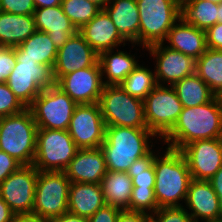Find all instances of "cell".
<instances>
[{
	"instance_id": "836d02e7",
	"label": "cell",
	"mask_w": 222,
	"mask_h": 222,
	"mask_svg": "<svg viewBox=\"0 0 222 222\" xmlns=\"http://www.w3.org/2000/svg\"><path fill=\"white\" fill-rule=\"evenodd\" d=\"M155 157L153 151H150L130 166L127 173L132 179L133 188L154 189L156 177L153 162Z\"/></svg>"
},
{
	"instance_id": "816d5d0a",
	"label": "cell",
	"mask_w": 222,
	"mask_h": 222,
	"mask_svg": "<svg viewBox=\"0 0 222 222\" xmlns=\"http://www.w3.org/2000/svg\"><path fill=\"white\" fill-rule=\"evenodd\" d=\"M145 222H156L151 216Z\"/></svg>"
},
{
	"instance_id": "e0dca14e",
	"label": "cell",
	"mask_w": 222,
	"mask_h": 222,
	"mask_svg": "<svg viewBox=\"0 0 222 222\" xmlns=\"http://www.w3.org/2000/svg\"><path fill=\"white\" fill-rule=\"evenodd\" d=\"M98 61V54L77 32L57 52L53 67L55 82L69 73L87 67H92Z\"/></svg>"
},
{
	"instance_id": "7402d4cb",
	"label": "cell",
	"mask_w": 222,
	"mask_h": 222,
	"mask_svg": "<svg viewBox=\"0 0 222 222\" xmlns=\"http://www.w3.org/2000/svg\"><path fill=\"white\" fill-rule=\"evenodd\" d=\"M168 32L166 41L170 49L179 51L197 60L207 49L206 31L188 24L182 17Z\"/></svg>"
},
{
	"instance_id": "277c9868",
	"label": "cell",
	"mask_w": 222,
	"mask_h": 222,
	"mask_svg": "<svg viewBox=\"0 0 222 222\" xmlns=\"http://www.w3.org/2000/svg\"><path fill=\"white\" fill-rule=\"evenodd\" d=\"M38 127L29 108L0 118V150L22 165H32Z\"/></svg>"
},
{
	"instance_id": "e575fe53",
	"label": "cell",
	"mask_w": 222,
	"mask_h": 222,
	"mask_svg": "<svg viewBox=\"0 0 222 222\" xmlns=\"http://www.w3.org/2000/svg\"><path fill=\"white\" fill-rule=\"evenodd\" d=\"M156 212L159 208L154 189L133 188L128 211L148 213ZM151 210V211H150Z\"/></svg>"
},
{
	"instance_id": "f907efd6",
	"label": "cell",
	"mask_w": 222,
	"mask_h": 222,
	"mask_svg": "<svg viewBox=\"0 0 222 222\" xmlns=\"http://www.w3.org/2000/svg\"><path fill=\"white\" fill-rule=\"evenodd\" d=\"M218 23H222V2L218 4Z\"/></svg>"
},
{
	"instance_id": "f546056e",
	"label": "cell",
	"mask_w": 222,
	"mask_h": 222,
	"mask_svg": "<svg viewBox=\"0 0 222 222\" xmlns=\"http://www.w3.org/2000/svg\"><path fill=\"white\" fill-rule=\"evenodd\" d=\"M181 16L188 24L206 31L218 23V3L208 0H181Z\"/></svg>"
},
{
	"instance_id": "d6a6232c",
	"label": "cell",
	"mask_w": 222,
	"mask_h": 222,
	"mask_svg": "<svg viewBox=\"0 0 222 222\" xmlns=\"http://www.w3.org/2000/svg\"><path fill=\"white\" fill-rule=\"evenodd\" d=\"M61 7L77 30H80L102 10L88 0H62Z\"/></svg>"
},
{
	"instance_id": "60d3db41",
	"label": "cell",
	"mask_w": 222,
	"mask_h": 222,
	"mask_svg": "<svg viewBox=\"0 0 222 222\" xmlns=\"http://www.w3.org/2000/svg\"><path fill=\"white\" fill-rule=\"evenodd\" d=\"M21 166L14 157L0 150V184Z\"/></svg>"
},
{
	"instance_id": "ba28073f",
	"label": "cell",
	"mask_w": 222,
	"mask_h": 222,
	"mask_svg": "<svg viewBox=\"0 0 222 222\" xmlns=\"http://www.w3.org/2000/svg\"><path fill=\"white\" fill-rule=\"evenodd\" d=\"M78 150L68 130L38 129L33 165L38 171H64Z\"/></svg>"
},
{
	"instance_id": "484cf974",
	"label": "cell",
	"mask_w": 222,
	"mask_h": 222,
	"mask_svg": "<svg viewBox=\"0 0 222 222\" xmlns=\"http://www.w3.org/2000/svg\"><path fill=\"white\" fill-rule=\"evenodd\" d=\"M57 48L46 32L36 31L28 39L15 47L16 59L35 60L38 64L52 69L57 58Z\"/></svg>"
},
{
	"instance_id": "681fc988",
	"label": "cell",
	"mask_w": 222,
	"mask_h": 222,
	"mask_svg": "<svg viewBox=\"0 0 222 222\" xmlns=\"http://www.w3.org/2000/svg\"><path fill=\"white\" fill-rule=\"evenodd\" d=\"M96 5H98L101 9H103L110 0H88Z\"/></svg>"
},
{
	"instance_id": "8fae6325",
	"label": "cell",
	"mask_w": 222,
	"mask_h": 222,
	"mask_svg": "<svg viewBox=\"0 0 222 222\" xmlns=\"http://www.w3.org/2000/svg\"><path fill=\"white\" fill-rule=\"evenodd\" d=\"M183 109L174 88L157 85L144 99L147 128L164 138L176 124Z\"/></svg>"
},
{
	"instance_id": "db71d44e",
	"label": "cell",
	"mask_w": 222,
	"mask_h": 222,
	"mask_svg": "<svg viewBox=\"0 0 222 222\" xmlns=\"http://www.w3.org/2000/svg\"><path fill=\"white\" fill-rule=\"evenodd\" d=\"M210 222H222V219L216 220V221H210Z\"/></svg>"
},
{
	"instance_id": "9c48e42d",
	"label": "cell",
	"mask_w": 222,
	"mask_h": 222,
	"mask_svg": "<svg viewBox=\"0 0 222 222\" xmlns=\"http://www.w3.org/2000/svg\"><path fill=\"white\" fill-rule=\"evenodd\" d=\"M6 84L18 100L28 108L42 90L55 85L53 69L35 60L16 59Z\"/></svg>"
},
{
	"instance_id": "b9f144b4",
	"label": "cell",
	"mask_w": 222,
	"mask_h": 222,
	"mask_svg": "<svg viewBox=\"0 0 222 222\" xmlns=\"http://www.w3.org/2000/svg\"><path fill=\"white\" fill-rule=\"evenodd\" d=\"M206 46L208 49L222 50V23H216L206 30Z\"/></svg>"
},
{
	"instance_id": "7dc6e473",
	"label": "cell",
	"mask_w": 222,
	"mask_h": 222,
	"mask_svg": "<svg viewBox=\"0 0 222 222\" xmlns=\"http://www.w3.org/2000/svg\"><path fill=\"white\" fill-rule=\"evenodd\" d=\"M14 222H49V219H45L35 215H18Z\"/></svg>"
},
{
	"instance_id": "3957f363",
	"label": "cell",
	"mask_w": 222,
	"mask_h": 222,
	"mask_svg": "<svg viewBox=\"0 0 222 222\" xmlns=\"http://www.w3.org/2000/svg\"><path fill=\"white\" fill-rule=\"evenodd\" d=\"M164 156L156 155L154 192L158 208L181 207L178 203L186 199L189 183L192 180L187 161L180 150L166 148Z\"/></svg>"
},
{
	"instance_id": "ab89813d",
	"label": "cell",
	"mask_w": 222,
	"mask_h": 222,
	"mask_svg": "<svg viewBox=\"0 0 222 222\" xmlns=\"http://www.w3.org/2000/svg\"><path fill=\"white\" fill-rule=\"evenodd\" d=\"M120 211L118 207L105 204L88 218V222H117Z\"/></svg>"
},
{
	"instance_id": "f1b7e54d",
	"label": "cell",
	"mask_w": 222,
	"mask_h": 222,
	"mask_svg": "<svg viewBox=\"0 0 222 222\" xmlns=\"http://www.w3.org/2000/svg\"><path fill=\"white\" fill-rule=\"evenodd\" d=\"M183 107H195L212 101L216 95L193 73L172 85Z\"/></svg>"
},
{
	"instance_id": "f35d334b",
	"label": "cell",
	"mask_w": 222,
	"mask_h": 222,
	"mask_svg": "<svg viewBox=\"0 0 222 222\" xmlns=\"http://www.w3.org/2000/svg\"><path fill=\"white\" fill-rule=\"evenodd\" d=\"M15 64V47L0 46V83H6Z\"/></svg>"
},
{
	"instance_id": "2e32d148",
	"label": "cell",
	"mask_w": 222,
	"mask_h": 222,
	"mask_svg": "<svg viewBox=\"0 0 222 222\" xmlns=\"http://www.w3.org/2000/svg\"><path fill=\"white\" fill-rule=\"evenodd\" d=\"M164 43H156L147 48L150 55L156 60L155 79L157 85L165 81L172 86L174 83L195 73L196 60L184 53L163 46Z\"/></svg>"
},
{
	"instance_id": "ee69618b",
	"label": "cell",
	"mask_w": 222,
	"mask_h": 222,
	"mask_svg": "<svg viewBox=\"0 0 222 222\" xmlns=\"http://www.w3.org/2000/svg\"><path fill=\"white\" fill-rule=\"evenodd\" d=\"M211 183L213 190L219 197L220 210H221V219H222V166L215 173V175L209 180Z\"/></svg>"
},
{
	"instance_id": "5b68a950",
	"label": "cell",
	"mask_w": 222,
	"mask_h": 222,
	"mask_svg": "<svg viewBox=\"0 0 222 222\" xmlns=\"http://www.w3.org/2000/svg\"><path fill=\"white\" fill-rule=\"evenodd\" d=\"M139 16V44L146 48L163 43L181 16V0H136Z\"/></svg>"
},
{
	"instance_id": "603a6c76",
	"label": "cell",
	"mask_w": 222,
	"mask_h": 222,
	"mask_svg": "<svg viewBox=\"0 0 222 222\" xmlns=\"http://www.w3.org/2000/svg\"><path fill=\"white\" fill-rule=\"evenodd\" d=\"M108 4L103 9L119 34L126 41L139 44L140 16L136 0H110Z\"/></svg>"
},
{
	"instance_id": "44dd1931",
	"label": "cell",
	"mask_w": 222,
	"mask_h": 222,
	"mask_svg": "<svg viewBox=\"0 0 222 222\" xmlns=\"http://www.w3.org/2000/svg\"><path fill=\"white\" fill-rule=\"evenodd\" d=\"M37 31L46 32L55 47L60 49L78 30L64 14L61 5L35 8L33 13Z\"/></svg>"
},
{
	"instance_id": "4fadbf2b",
	"label": "cell",
	"mask_w": 222,
	"mask_h": 222,
	"mask_svg": "<svg viewBox=\"0 0 222 222\" xmlns=\"http://www.w3.org/2000/svg\"><path fill=\"white\" fill-rule=\"evenodd\" d=\"M68 132L79 149L99 148L106 134L99 104H78L70 120Z\"/></svg>"
},
{
	"instance_id": "83f0119b",
	"label": "cell",
	"mask_w": 222,
	"mask_h": 222,
	"mask_svg": "<svg viewBox=\"0 0 222 222\" xmlns=\"http://www.w3.org/2000/svg\"><path fill=\"white\" fill-rule=\"evenodd\" d=\"M113 51L111 49L98 55L102 76L104 73L107 75L104 85H119L139 65L132 55L124 51L112 54Z\"/></svg>"
},
{
	"instance_id": "7c38bea8",
	"label": "cell",
	"mask_w": 222,
	"mask_h": 222,
	"mask_svg": "<svg viewBox=\"0 0 222 222\" xmlns=\"http://www.w3.org/2000/svg\"><path fill=\"white\" fill-rule=\"evenodd\" d=\"M37 177L33 164L22 165L0 184V197L16 216L32 214Z\"/></svg>"
},
{
	"instance_id": "7a4b0ae2",
	"label": "cell",
	"mask_w": 222,
	"mask_h": 222,
	"mask_svg": "<svg viewBox=\"0 0 222 222\" xmlns=\"http://www.w3.org/2000/svg\"><path fill=\"white\" fill-rule=\"evenodd\" d=\"M150 136L155 137L148 128L106 127L105 140L100 148L107 170L127 172L137 159L152 150V145L148 144Z\"/></svg>"
},
{
	"instance_id": "f5cc1de1",
	"label": "cell",
	"mask_w": 222,
	"mask_h": 222,
	"mask_svg": "<svg viewBox=\"0 0 222 222\" xmlns=\"http://www.w3.org/2000/svg\"><path fill=\"white\" fill-rule=\"evenodd\" d=\"M208 1H211L213 3H218V4L222 2V0H208Z\"/></svg>"
},
{
	"instance_id": "74e56055",
	"label": "cell",
	"mask_w": 222,
	"mask_h": 222,
	"mask_svg": "<svg viewBox=\"0 0 222 222\" xmlns=\"http://www.w3.org/2000/svg\"><path fill=\"white\" fill-rule=\"evenodd\" d=\"M0 11L18 15H30L35 11V4L33 0H0Z\"/></svg>"
},
{
	"instance_id": "7bdbcfd3",
	"label": "cell",
	"mask_w": 222,
	"mask_h": 222,
	"mask_svg": "<svg viewBox=\"0 0 222 222\" xmlns=\"http://www.w3.org/2000/svg\"><path fill=\"white\" fill-rule=\"evenodd\" d=\"M150 214L144 212L121 210L117 222H145Z\"/></svg>"
},
{
	"instance_id": "8992f818",
	"label": "cell",
	"mask_w": 222,
	"mask_h": 222,
	"mask_svg": "<svg viewBox=\"0 0 222 222\" xmlns=\"http://www.w3.org/2000/svg\"><path fill=\"white\" fill-rule=\"evenodd\" d=\"M98 104L106 127L147 128L144 101L130 96L119 85H104Z\"/></svg>"
},
{
	"instance_id": "6da1fadb",
	"label": "cell",
	"mask_w": 222,
	"mask_h": 222,
	"mask_svg": "<svg viewBox=\"0 0 222 222\" xmlns=\"http://www.w3.org/2000/svg\"><path fill=\"white\" fill-rule=\"evenodd\" d=\"M222 138V99L195 106L183 107L172 130L163 138L168 148L181 150L195 140ZM171 142V143H170Z\"/></svg>"
},
{
	"instance_id": "30bf717a",
	"label": "cell",
	"mask_w": 222,
	"mask_h": 222,
	"mask_svg": "<svg viewBox=\"0 0 222 222\" xmlns=\"http://www.w3.org/2000/svg\"><path fill=\"white\" fill-rule=\"evenodd\" d=\"M78 104L56 85L42 90L28 107L38 129L68 130Z\"/></svg>"
},
{
	"instance_id": "f6af8a7d",
	"label": "cell",
	"mask_w": 222,
	"mask_h": 222,
	"mask_svg": "<svg viewBox=\"0 0 222 222\" xmlns=\"http://www.w3.org/2000/svg\"><path fill=\"white\" fill-rule=\"evenodd\" d=\"M16 215L7 205V203L0 197V222H14Z\"/></svg>"
},
{
	"instance_id": "cb8c5ba5",
	"label": "cell",
	"mask_w": 222,
	"mask_h": 222,
	"mask_svg": "<svg viewBox=\"0 0 222 222\" xmlns=\"http://www.w3.org/2000/svg\"><path fill=\"white\" fill-rule=\"evenodd\" d=\"M105 205L100 184L71 183L69 189L68 212L90 218Z\"/></svg>"
},
{
	"instance_id": "4dcf8cb0",
	"label": "cell",
	"mask_w": 222,
	"mask_h": 222,
	"mask_svg": "<svg viewBox=\"0 0 222 222\" xmlns=\"http://www.w3.org/2000/svg\"><path fill=\"white\" fill-rule=\"evenodd\" d=\"M195 73L216 96L222 95V50L206 49L196 60Z\"/></svg>"
},
{
	"instance_id": "d590c367",
	"label": "cell",
	"mask_w": 222,
	"mask_h": 222,
	"mask_svg": "<svg viewBox=\"0 0 222 222\" xmlns=\"http://www.w3.org/2000/svg\"><path fill=\"white\" fill-rule=\"evenodd\" d=\"M26 107L6 83H0V118L22 112Z\"/></svg>"
},
{
	"instance_id": "52a82bcc",
	"label": "cell",
	"mask_w": 222,
	"mask_h": 222,
	"mask_svg": "<svg viewBox=\"0 0 222 222\" xmlns=\"http://www.w3.org/2000/svg\"><path fill=\"white\" fill-rule=\"evenodd\" d=\"M70 185L64 171H38L32 215L50 219L68 212Z\"/></svg>"
},
{
	"instance_id": "9a60e30c",
	"label": "cell",
	"mask_w": 222,
	"mask_h": 222,
	"mask_svg": "<svg viewBox=\"0 0 222 222\" xmlns=\"http://www.w3.org/2000/svg\"><path fill=\"white\" fill-rule=\"evenodd\" d=\"M100 64L76 70L59 78L55 85L77 104L98 103L104 84Z\"/></svg>"
},
{
	"instance_id": "d4e9b609",
	"label": "cell",
	"mask_w": 222,
	"mask_h": 222,
	"mask_svg": "<svg viewBox=\"0 0 222 222\" xmlns=\"http://www.w3.org/2000/svg\"><path fill=\"white\" fill-rule=\"evenodd\" d=\"M36 31L33 14L0 11V46L17 47Z\"/></svg>"
},
{
	"instance_id": "ac0fdd59",
	"label": "cell",
	"mask_w": 222,
	"mask_h": 222,
	"mask_svg": "<svg viewBox=\"0 0 222 222\" xmlns=\"http://www.w3.org/2000/svg\"><path fill=\"white\" fill-rule=\"evenodd\" d=\"M101 148L79 149L64 170L71 183L100 184L107 173Z\"/></svg>"
},
{
	"instance_id": "ffe728a7",
	"label": "cell",
	"mask_w": 222,
	"mask_h": 222,
	"mask_svg": "<svg viewBox=\"0 0 222 222\" xmlns=\"http://www.w3.org/2000/svg\"><path fill=\"white\" fill-rule=\"evenodd\" d=\"M78 32L98 55L118 45L120 46L121 43H124L125 46L126 40L119 34L112 19L104 9Z\"/></svg>"
},
{
	"instance_id": "1f68e13d",
	"label": "cell",
	"mask_w": 222,
	"mask_h": 222,
	"mask_svg": "<svg viewBox=\"0 0 222 222\" xmlns=\"http://www.w3.org/2000/svg\"><path fill=\"white\" fill-rule=\"evenodd\" d=\"M119 86L130 96L144 101L157 86L155 73L138 65Z\"/></svg>"
},
{
	"instance_id": "d6986e66",
	"label": "cell",
	"mask_w": 222,
	"mask_h": 222,
	"mask_svg": "<svg viewBox=\"0 0 222 222\" xmlns=\"http://www.w3.org/2000/svg\"><path fill=\"white\" fill-rule=\"evenodd\" d=\"M219 197L209 181L191 180L189 183L185 203L194 222L199 218L205 222L221 219Z\"/></svg>"
},
{
	"instance_id": "5bb4252c",
	"label": "cell",
	"mask_w": 222,
	"mask_h": 222,
	"mask_svg": "<svg viewBox=\"0 0 222 222\" xmlns=\"http://www.w3.org/2000/svg\"><path fill=\"white\" fill-rule=\"evenodd\" d=\"M180 151L193 180L209 181L222 166V138L195 140Z\"/></svg>"
},
{
	"instance_id": "c3c4849f",
	"label": "cell",
	"mask_w": 222,
	"mask_h": 222,
	"mask_svg": "<svg viewBox=\"0 0 222 222\" xmlns=\"http://www.w3.org/2000/svg\"><path fill=\"white\" fill-rule=\"evenodd\" d=\"M35 8L53 7L61 5L62 0H33Z\"/></svg>"
},
{
	"instance_id": "8d00e7d4",
	"label": "cell",
	"mask_w": 222,
	"mask_h": 222,
	"mask_svg": "<svg viewBox=\"0 0 222 222\" xmlns=\"http://www.w3.org/2000/svg\"><path fill=\"white\" fill-rule=\"evenodd\" d=\"M150 214L156 222H194L188 210L183 208V206L161 207L155 213Z\"/></svg>"
},
{
	"instance_id": "4316f807",
	"label": "cell",
	"mask_w": 222,
	"mask_h": 222,
	"mask_svg": "<svg viewBox=\"0 0 222 222\" xmlns=\"http://www.w3.org/2000/svg\"><path fill=\"white\" fill-rule=\"evenodd\" d=\"M100 186L105 204L128 210L133 183L127 172L107 171Z\"/></svg>"
},
{
	"instance_id": "bcb514c9",
	"label": "cell",
	"mask_w": 222,
	"mask_h": 222,
	"mask_svg": "<svg viewBox=\"0 0 222 222\" xmlns=\"http://www.w3.org/2000/svg\"><path fill=\"white\" fill-rule=\"evenodd\" d=\"M49 222H88V218L66 212L61 216L50 218Z\"/></svg>"
}]
</instances>
